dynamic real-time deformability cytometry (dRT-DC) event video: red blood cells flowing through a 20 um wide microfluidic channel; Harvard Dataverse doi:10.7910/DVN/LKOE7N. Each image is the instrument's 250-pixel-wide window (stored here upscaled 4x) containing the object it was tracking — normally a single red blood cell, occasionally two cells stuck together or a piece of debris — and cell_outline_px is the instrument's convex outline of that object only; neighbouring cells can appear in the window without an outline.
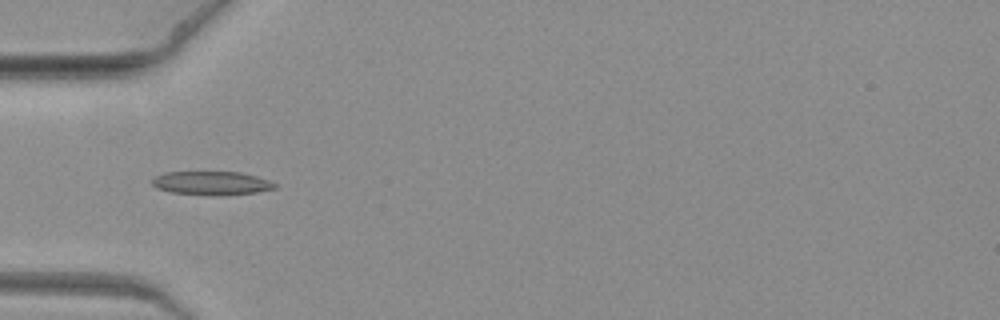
{"species": "common noctule bat (a hibernating species)", "species_latin": "Nyctalus noctula", "temperature_condition": "warm", "stored_images_in_passage": 9, "camera_frame_rate_fps": 3000, "um_per_image_px": 0.085, "animal": {"sex": "female", "body_mass_g": 19.3, "forearm_length_mm": 54.1}, "frame": {"image": 1, "passage_image": 6, "time_ms": 1.667, "image_size_px": [1000, 320], "cell_outline_px": [[276, 188], [256, 192], [172, 192], [156, 188], [152, 184], [152, 180], [156, 176], [164, 172], [240, 172], [256, 176], [268, 180], [276, 184]], "centroid_in_image_um": [17.95, 15.5], "position_along_channel_um": 67.0, "area_um2": 15.61}}
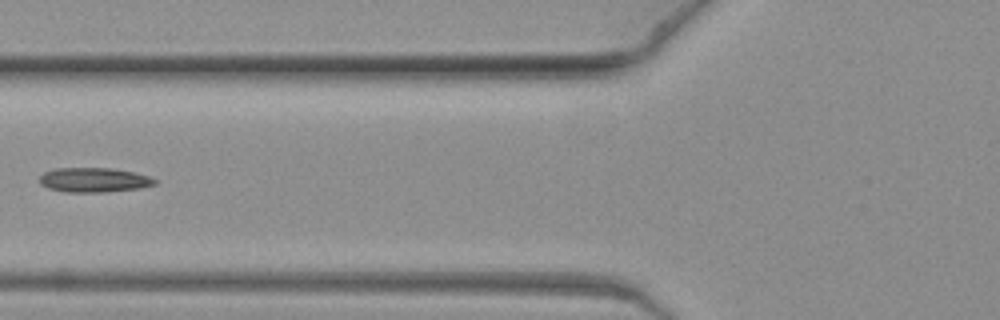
{"frame": {"image": 2, "passage_image": 9, "time_ms": 2.667, "image_size_px": [1000, 320], "cell_outline_px": [[156, 184], [140, 188], [104, 192], [68, 192], [48, 188], [40, 184], [40, 176], [44, 172], [56, 168], [112, 168], [132, 172], [148, 176], [156, 180]], "centroid_in_image_um": [7.97, 15.29], "position_along_channel_um": 117.8, "area_um2": 16.36}}